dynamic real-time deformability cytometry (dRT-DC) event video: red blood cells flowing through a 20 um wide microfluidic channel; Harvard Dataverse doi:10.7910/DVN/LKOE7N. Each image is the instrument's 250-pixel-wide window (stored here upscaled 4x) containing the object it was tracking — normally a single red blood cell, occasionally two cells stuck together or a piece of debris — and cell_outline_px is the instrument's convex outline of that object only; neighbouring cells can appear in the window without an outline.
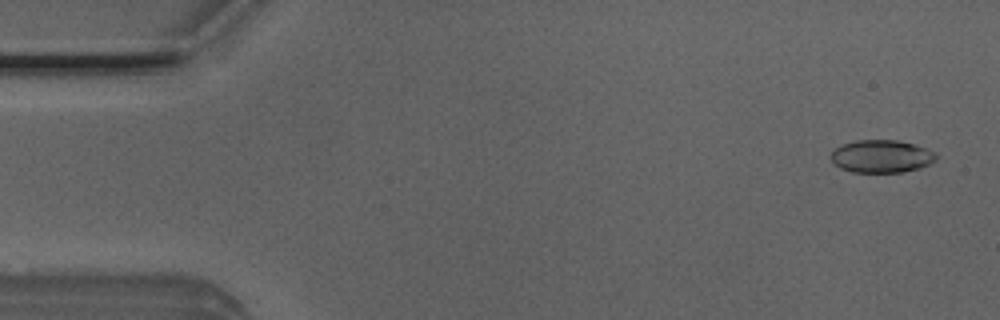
{"species": "Egyptian fruit bat (a non-hibernating species)", "species_latin": "Rousettus aegyptiacus", "temperature_condition": "room temperature", "stored_images_in_passage": 41, "camera_frame_rate_fps": 3000, "um_per_image_px": 0.085, "animal": {"sex": "male"}, "frame": {"image": 1, "passage_image": 2, "time_ms": 0.333, "image_size_px": [1000, 320], "cell_outline_px": [[936, 160], [920, 168], [904, 172], [852, 172], [840, 168], [832, 160], [832, 152], [836, 148], [844, 144], [856, 140], [896, 140], [912, 144], [936, 152]], "centroid_in_image_um": [74.94, 13.29], "position_along_channel_um": 10.1, "area_um2": 19.83}}
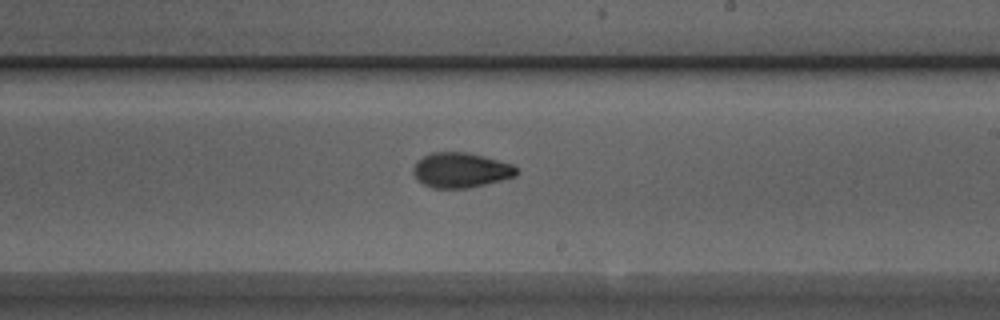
{"frame": {"image": 2, "passage_image": 29, "time_ms": 9.333, "image_size_px": [1000, 320], "cell_outline_px": [[520, 172], [516, 176], [468, 188], [432, 188], [416, 180], [412, 172], [412, 168], [416, 160], [432, 152], [468, 152], [484, 156], [512, 164], [520, 168]], "centroid_in_image_um": [39.16, 14.46], "position_along_channel_um": 249.8, "area_um2": 21.33}}
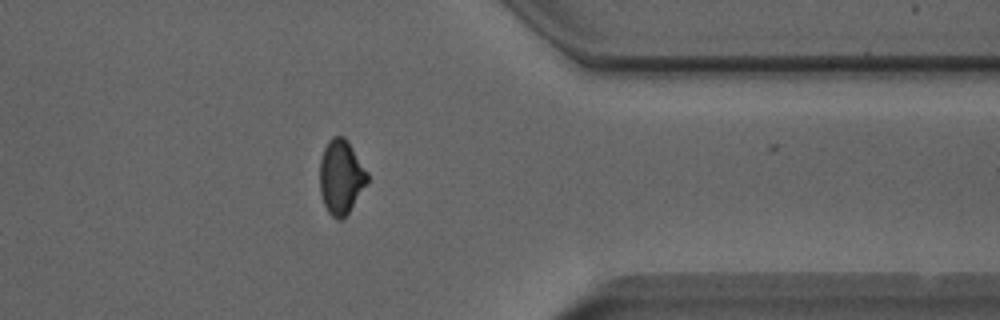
{"frame": {"image": 3, "passage_image": 40, "time_ms": 13.0, "image_size_px": [1000, 320], "cell_outline_px": [[368, 180], [348, 212], [340, 220], [336, 220], [328, 212], [324, 204], [320, 192], [320, 160], [324, 148], [328, 140], [332, 136], [344, 136], [348, 140], [368, 172]], "centroid_in_image_um": [28.97, 15.0], "position_along_channel_um": 382.4, "area_um2": 20.46}}